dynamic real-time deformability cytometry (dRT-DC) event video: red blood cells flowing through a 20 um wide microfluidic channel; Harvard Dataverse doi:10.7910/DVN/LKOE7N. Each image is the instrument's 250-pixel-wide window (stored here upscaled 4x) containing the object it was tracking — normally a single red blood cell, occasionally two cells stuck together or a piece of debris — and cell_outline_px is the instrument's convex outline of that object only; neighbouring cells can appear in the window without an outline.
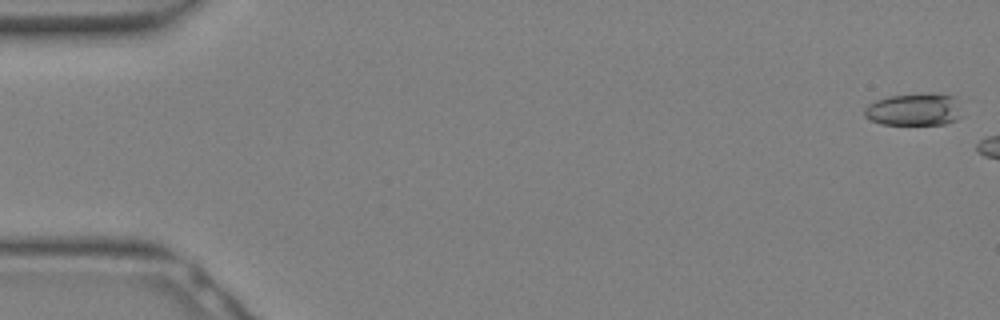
{"species": "Egyptian fruit bat (a non-hibernating species)", "species_latin": "Rousettus aegyptiacus", "temperature_condition": "warm", "stored_images_in_passage": 5, "camera_frame_rate_fps": 3000, "um_per_image_px": 0.085, "animal": {"sex": "female"}, "frame": {"image": 1, "passage_image": 1, "time_ms": 0.0, "image_size_px": [1000, 320], "cell_outline_px": [[964, 116], [956, 120], [944, 124], [880, 124], [864, 116], [864, 108], [868, 104], [876, 100], [888, 96], [924, 92], [940, 92], [956, 96], [960, 100]], "centroid_in_image_um": [77.81, 9.27], "position_along_channel_um": 7.2, "area_um2": 19.25}}